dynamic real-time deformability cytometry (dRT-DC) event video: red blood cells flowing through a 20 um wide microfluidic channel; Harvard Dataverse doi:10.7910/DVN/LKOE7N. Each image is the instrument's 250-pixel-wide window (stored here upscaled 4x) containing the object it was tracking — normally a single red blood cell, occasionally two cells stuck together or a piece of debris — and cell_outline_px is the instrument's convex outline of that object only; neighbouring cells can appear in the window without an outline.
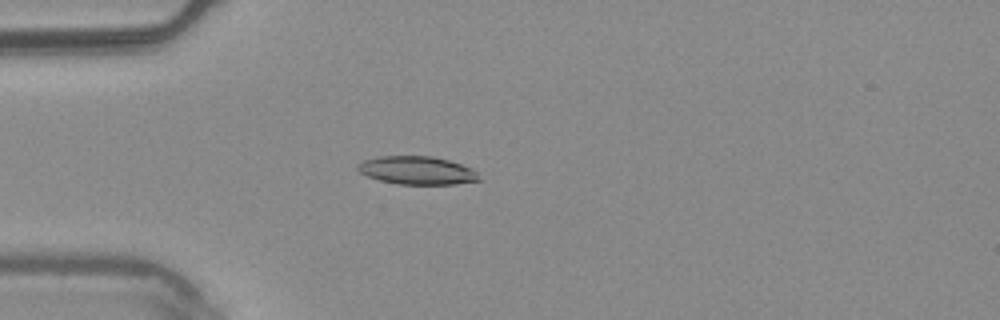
{"species": "common noctule bat (a hibernating species)", "species_latin": "Nyctalus noctula", "temperature_condition": "warm", "stored_images_in_passage": 6, "camera_frame_rate_fps": 3000, "um_per_image_px": 0.085, "animal": {"sex": "male", "body_mass_g": 20.4}, "frame": {"image": 1, "passage_image": 5, "time_ms": 1.333, "image_size_px": [1000, 320], "cell_outline_px": [[480, 180], [456, 184], [396, 184], [380, 180], [368, 176], [360, 172], [356, 168], [356, 164], [364, 160], [380, 156], [432, 156], [448, 160], [472, 168], [476, 172]], "centroid_in_image_um": [35.42, 14.48], "position_along_channel_um": 49.6, "area_um2": 19.83}}